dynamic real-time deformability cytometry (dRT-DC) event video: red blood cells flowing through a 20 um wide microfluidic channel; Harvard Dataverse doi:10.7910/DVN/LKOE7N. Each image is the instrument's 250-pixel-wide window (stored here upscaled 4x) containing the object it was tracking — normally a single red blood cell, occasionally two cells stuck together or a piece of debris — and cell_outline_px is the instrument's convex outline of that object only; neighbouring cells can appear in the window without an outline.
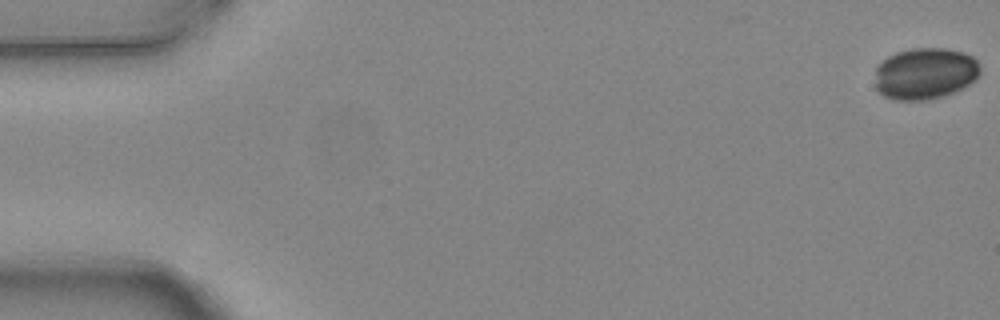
{"species": "common noctule bat (a hibernating species)", "species_latin": "Nyctalus noctula", "temperature_condition": "warm", "stored_images_in_passage": 3, "camera_frame_rate_fps": 3000, "um_per_image_px": 0.085, "animal": {"sex": "female", "body_mass_g": 24.6, "forearm_length_mm": 56.2}, "frame": {"image": 1, "passage_image": 1, "time_ms": 0.0, "image_size_px": [1000, 320], "cell_outline_px": [[980, 72], [976, 80], [944, 96], [928, 100], [892, 100], [884, 96], [876, 88], [876, 64], [888, 56], [896, 52], [912, 48], [944, 48], [964, 52], [972, 56], [976, 60], [980, 68]], "centroid_in_image_um": [78.61, 6.24], "position_along_channel_um": 6.4, "area_um2": 31.79}}